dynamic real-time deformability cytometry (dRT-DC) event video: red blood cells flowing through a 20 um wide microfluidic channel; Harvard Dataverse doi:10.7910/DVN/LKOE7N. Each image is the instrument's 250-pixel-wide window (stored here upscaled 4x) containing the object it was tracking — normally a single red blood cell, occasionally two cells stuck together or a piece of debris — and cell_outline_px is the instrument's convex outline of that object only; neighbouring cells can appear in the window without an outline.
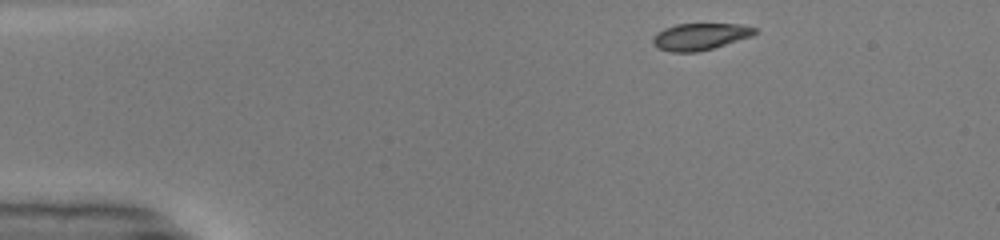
{"species": "common noctule bat (a hibernating species)", "species_latin": "Nyctalus noctula", "temperature_condition": "warm", "stored_images_in_passage": 42, "camera_frame_rate_fps": 3000, "um_per_image_px": 0.085, "animal": {"sex": "male", "body_mass_g": 19.0, "forearm_length_mm": 50.8}, "frame": {"image": 1, "passage_image": 1, "time_ms": 0.0, "image_size_px": [1000, 240], "cell_outline_px": [[756, 32], [752, 36], [712, 48], [696, 52], [672, 52], [656, 48], [652, 44], [652, 40], [656, 32], [664, 28], [676, 24], [740, 24], [756, 28]], "centroid_in_image_um": [59.45, 3.11], "position_along_channel_um": 25.5, "area_um2": 15.9}}
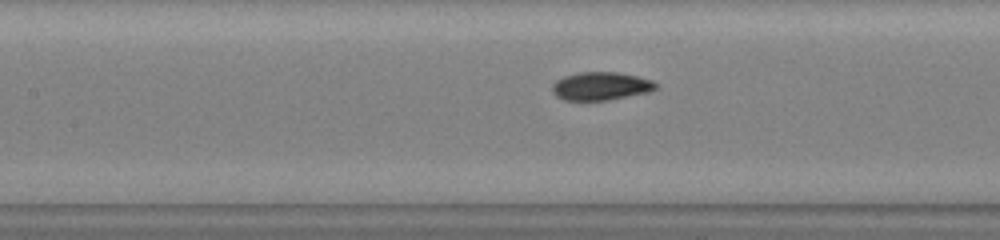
{"frame": {"image": 2, "passage_image": 16, "time_ms": 5.0, "image_size_px": [1000, 240], "cell_outline_px": [[656, 88], [648, 92], [608, 100], [564, 100], [556, 96], [552, 92], [552, 84], [556, 80], [564, 76], [580, 72], [616, 72], [636, 76], [652, 80], [656, 84]], "centroid_in_image_um": [51.03, 7.32], "position_along_channel_um": 156.4, "area_um2": 16.88}}
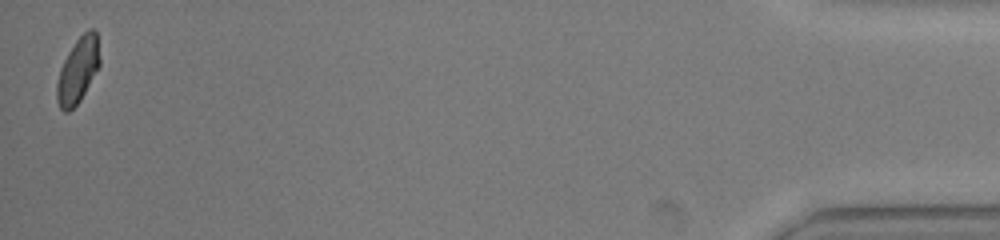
{"frame": {"image": 3, "passage_image": 42, "time_ms": 13.667, "image_size_px": [1000, 240], "cell_outline_px": [[100, 64], [80, 100], [68, 112], [64, 112], [60, 108], [56, 100], [56, 84], [60, 68], [68, 52], [76, 40], [88, 28], [92, 28], [96, 32], [100, 60]], "centroid_in_image_um": [6.6, 5.97], "position_along_channel_um": 428.6, "area_um2": 16.18}, "authors_computed_cell_mechanics": {"area_um2": 16.9354, "velocity_mm_per_s": 4.1501, "shape_relaxation_time_tau1_ms": 3.1529, "shape_relaxation_time_tau2_ms": 0.5994, "deformation_change_tau1": 0.1625, "deformation_change_tau2": 0.0478}}